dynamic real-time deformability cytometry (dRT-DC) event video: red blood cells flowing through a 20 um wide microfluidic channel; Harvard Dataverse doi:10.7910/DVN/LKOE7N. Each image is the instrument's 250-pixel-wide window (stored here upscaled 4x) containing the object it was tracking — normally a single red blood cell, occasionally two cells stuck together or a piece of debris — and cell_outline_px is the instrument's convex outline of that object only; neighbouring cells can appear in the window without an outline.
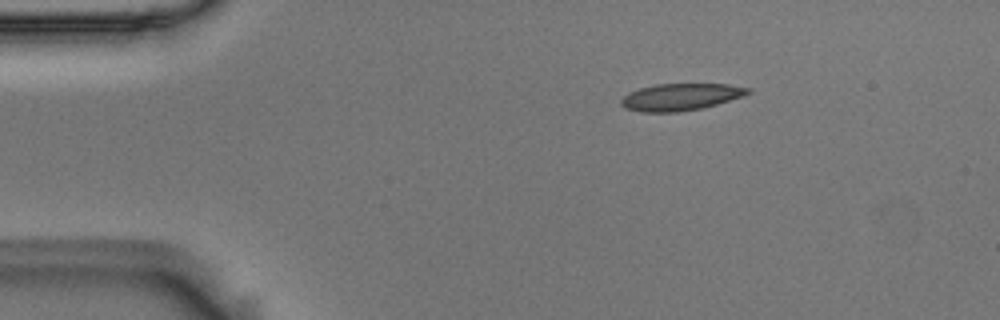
{"species": "Egyptian fruit bat (a non-hibernating species)", "species_latin": "Rousettus aegyptiacus", "temperature_condition": "room temperature", "stored_images_in_passage": 46, "camera_frame_rate_fps": 3000, "um_per_image_px": 0.085, "animal": {"sex": "male"}, "frame": {"image": 1, "passage_image": 1, "time_ms": 0.0, "image_size_px": [1000, 320], "cell_outline_px": [[752, 92], [716, 104], [700, 108], [676, 112], [640, 112], [624, 108], [620, 104], [620, 100], [628, 92], [640, 88], [656, 84], [728, 84], [752, 88]], "centroid_in_image_um": [57.8, 8.23], "position_along_channel_um": 27.2, "area_um2": 19.83}}
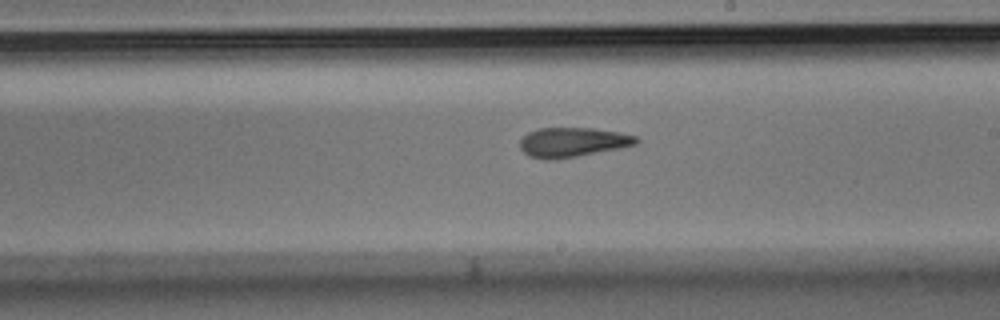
{"frame": {"image": 2, "passage_image": 23, "time_ms": 7.333, "image_size_px": [1000, 320], "cell_outline_px": [[640, 140], [636, 144], [556, 160], [548, 160], [528, 156], [520, 148], [520, 140], [528, 132], [540, 128], [592, 128], [620, 132], [636, 136]], "centroid_in_image_um": [48.63, 12.08], "position_along_channel_um": 240.4, "area_um2": 19.83}}
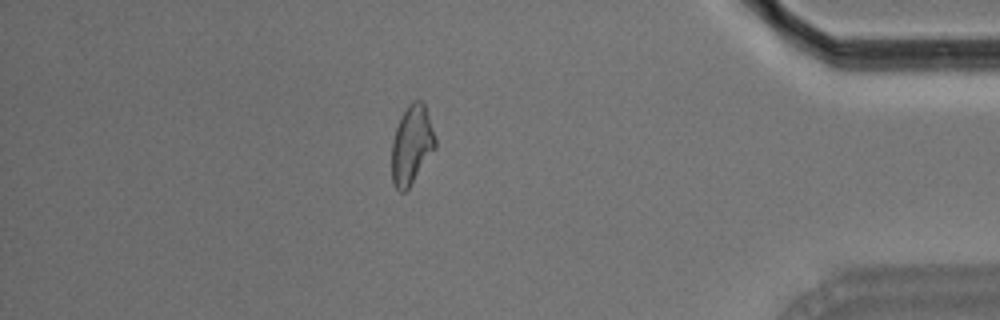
{"frame": {"image": 3, "passage_image": 39, "time_ms": 12.667, "image_size_px": [1000, 320], "cell_outline_px": [[436, 148], [408, 188], [404, 192], [400, 192], [396, 188], [392, 180], [392, 144], [396, 128], [408, 104], [412, 100], [420, 100], [424, 104], [436, 140]], "centroid_in_image_um": [34.99, 12.32], "position_along_channel_um": 400.2, "area_um2": 19.59}, "authors_computed_cell_mechanics": {"area_um2": 20.1433, "velocity_mm_per_s": 3.7035, "shape_relaxation_time_tau1_ms": null, "shape_relaxation_time_tau2_ms": 4.8413, "deformation_change_tau1": null, "deformation_change_tau2": 0.1225}}